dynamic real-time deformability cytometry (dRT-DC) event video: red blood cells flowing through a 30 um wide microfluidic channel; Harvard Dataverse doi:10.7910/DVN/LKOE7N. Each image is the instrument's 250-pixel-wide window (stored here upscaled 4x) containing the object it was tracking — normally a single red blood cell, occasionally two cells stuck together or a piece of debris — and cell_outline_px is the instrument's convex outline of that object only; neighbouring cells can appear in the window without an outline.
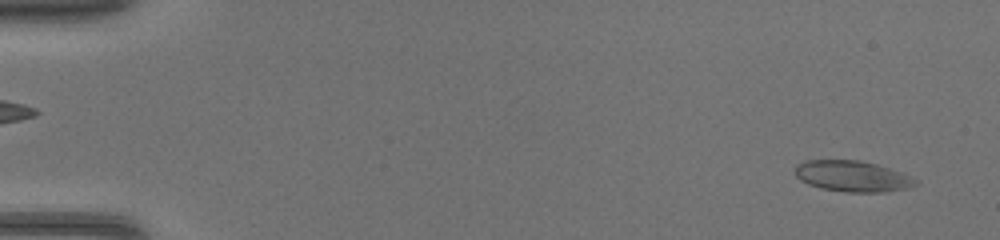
{"species": "common noctule bat (a hibernating species)", "species_latin": "Nyctalus noctula", "temperature_condition": "warm", "stored_images_in_passage": 44, "camera_frame_rate_fps": 3000, "um_per_image_px": 0.085, "animal": {"sex": "female", "body_mass_g": 17.0, "forearm_length_mm": 48.0}, "frame": {"image": 1, "passage_image": 1, "time_ms": 0.0, "image_size_px": [1000, 240], "cell_outline_px": [[916, 184], [908, 188], [880, 192], [844, 192], [820, 188], [808, 184], [800, 180], [796, 176], [796, 164], [808, 160], [860, 160], [876, 164], [900, 172], [916, 180]], "centroid_in_image_um": [72.41, 14.98], "position_along_channel_um": 12.6, "area_um2": 21.5}}
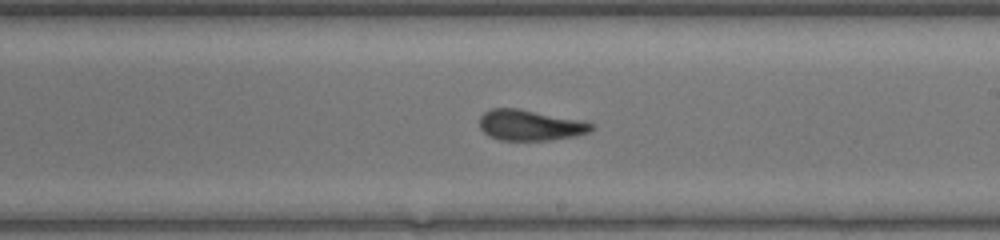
{"frame": {"image": 2, "passage_image": 26, "time_ms": 8.333, "image_size_px": [1000, 240], "cell_outline_px": [[596, 128], [588, 132], [576, 136], [548, 140], [500, 140], [488, 136], [480, 128], [480, 116], [484, 112], [492, 108], [516, 108], [580, 120], [596, 124]], "centroid_in_image_um": [45.07, 10.65], "position_along_channel_um": 243.9, "area_um2": 20.0}}
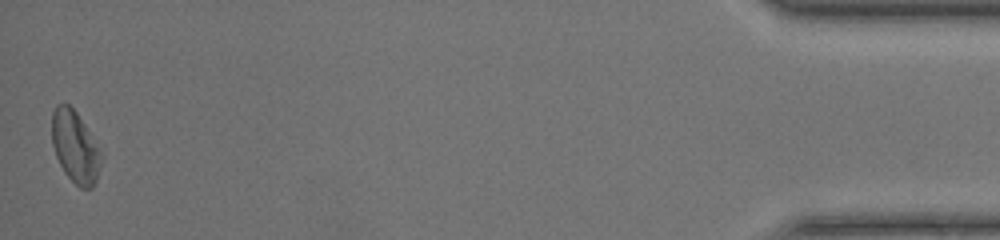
{"frame": {"image": 3, "passage_image": 44, "time_ms": 14.333, "image_size_px": [1000, 240], "cell_outline_px": [[100, 164], [96, 180], [92, 188], [80, 188], [64, 172], [56, 156], [52, 144], [52, 112], [56, 104], [68, 104], [76, 112], [84, 124], [96, 148]], "centroid_in_image_um": [6.31, 12.48], "position_along_channel_um": 428.9, "area_um2": 19.71}}